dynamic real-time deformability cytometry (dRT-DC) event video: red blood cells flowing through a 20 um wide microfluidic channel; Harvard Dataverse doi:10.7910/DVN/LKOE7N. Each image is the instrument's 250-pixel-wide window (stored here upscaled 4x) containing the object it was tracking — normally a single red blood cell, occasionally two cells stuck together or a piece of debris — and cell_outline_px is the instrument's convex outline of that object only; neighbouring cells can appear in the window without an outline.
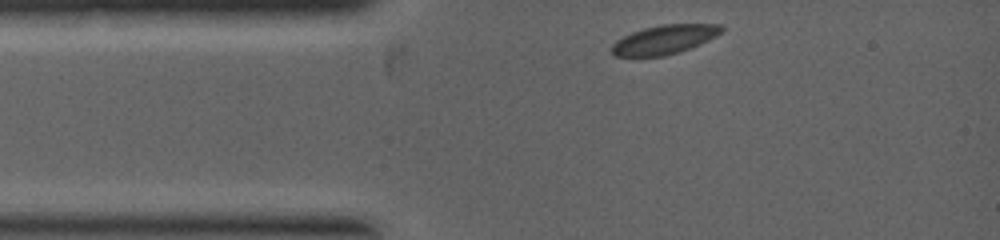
{"species": "common noctule bat (a hibernating species)", "species_latin": "Nyctalus noctula", "temperature_condition": "warm", "stored_images_in_passage": 6, "camera_frame_rate_fps": 5000, "um_per_image_px": 0.085, "animal": {"sex": "female", "body_mass_g": 19.0, "forearm_length_mm": 53.3}, "frame": {"image": 1, "passage_image": 1, "time_ms": 0.0, "image_size_px": [1000, 240], "cell_outline_px": [[724, 28], [716, 36], [708, 40], [688, 48], [664, 56], [616, 56], [612, 52], [612, 44], [616, 40], [632, 32], [644, 28], [660, 24], [720, 24]], "centroid_in_image_um": [56.45, 3.35], "position_along_channel_um": 28.5, "area_um2": 18.26}}
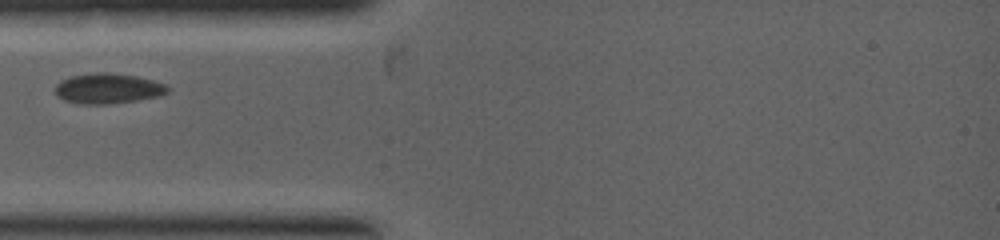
{"frame": {"image": 2, "passage_image": 3, "time_ms": 1.0, "image_size_px": [1000, 240], "cell_outline_px": [[168, 92], [160, 96], [136, 100], [108, 104], [76, 104], [64, 100], [56, 96], [56, 84], [60, 80], [68, 76], [96, 72], [108, 72], [136, 76], [152, 80], [164, 84], [168, 88]], "centroid_in_image_um": [9.12, 7.52], "position_along_channel_um": 75.9, "area_um2": 19.94}}
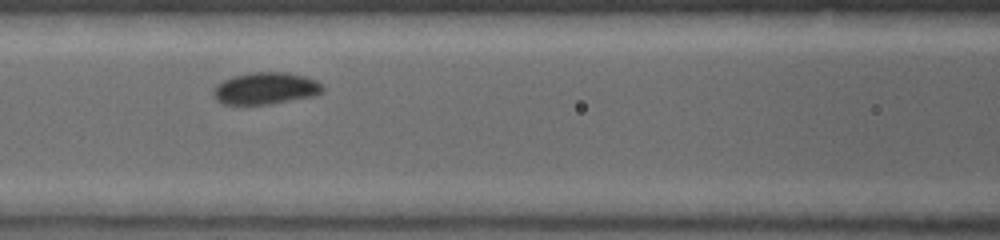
{"frame": {"image": 3, "passage_image": 5, "time_ms": 2.0, "image_size_px": [1000, 240], "cell_outline_px": [[324, 88], [316, 96], [272, 104], [220, 104], [216, 100], [212, 92], [216, 84], [232, 76], [252, 72], [288, 72], [304, 76], [316, 80]], "centroid_in_image_um": [22.56, 7.51], "position_along_channel_um": 144.0, "area_um2": 20.52}}